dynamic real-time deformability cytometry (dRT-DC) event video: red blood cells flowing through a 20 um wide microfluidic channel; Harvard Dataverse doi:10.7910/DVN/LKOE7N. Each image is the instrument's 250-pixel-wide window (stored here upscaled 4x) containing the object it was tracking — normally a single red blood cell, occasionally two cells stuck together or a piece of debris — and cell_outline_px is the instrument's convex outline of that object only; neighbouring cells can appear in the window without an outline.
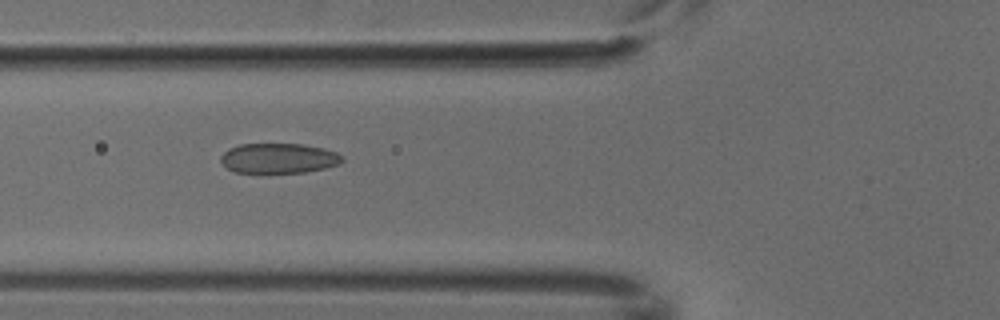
{"species": "common noctule bat (a hibernating species)", "species_latin": "Nyctalus noctula", "temperature_condition": "cold", "stored_images_in_passage": 7, "camera_frame_rate_fps": 3000, "um_per_image_px": 0.085, "animal": {"sex": "male", "body_mass_g": 18.8}, "frame": {"image": 1, "passage_image": 5, "time_ms": 1.333, "image_size_px": [1000, 320], "cell_outline_px": [[344, 160], [340, 164], [324, 168], [304, 172], [236, 172], [228, 168], [220, 160], [220, 156], [228, 148], [240, 144], [304, 144], [324, 148], [336, 152], [344, 156]], "centroid_in_image_um": [23.72, 13.44], "position_along_channel_um": 102.1, "area_um2": 21.21}}
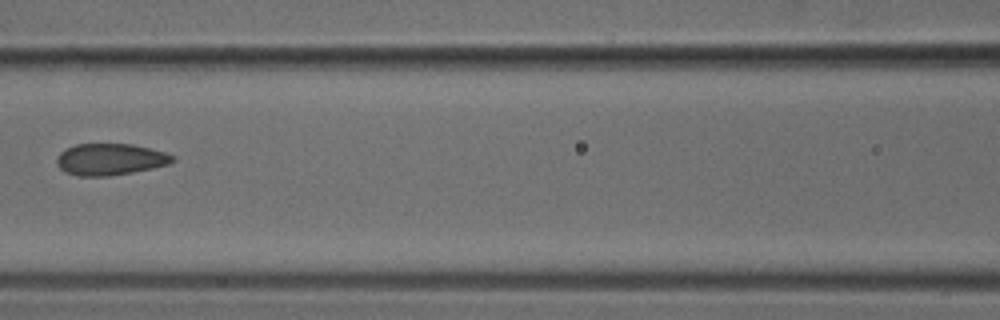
{"frame": {"image": 2, "passage_image": 6, "time_ms": 1.667, "image_size_px": [1000, 320], "cell_outline_px": [[176, 160], [168, 164], [152, 168], [132, 172], [108, 176], [76, 176], [64, 172], [56, 164], [56, 156], [60, 152], [76, 144], [132, 144], [164, 152], [176, 156]], "centroid_in_image_um": [9.34, 13.55], "position_along_channel_um": 157.3, "area_um2": 21.39}}
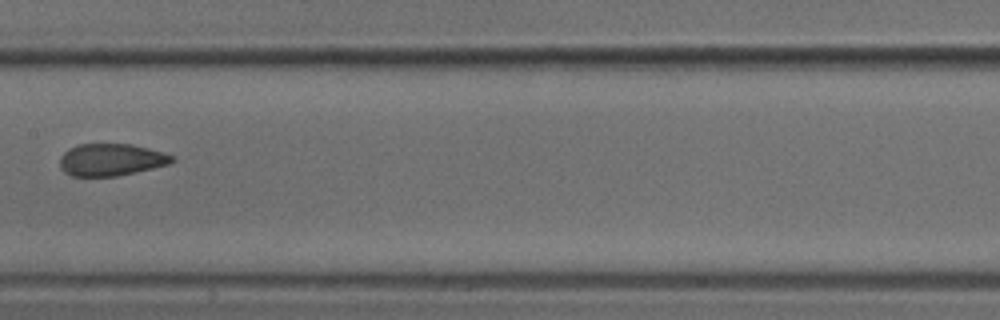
{"frame": {"image": 3, "passage_image": 7, "time_ms": 2.0, "image_size_px": [1000, 320], "cell_outline_px": [[176, 160], [168, 164], [152, 168], [116, 176], [72, 176], [64, 172], [60, 168], [60, 156], [68, 148], [80, 144], [132, 144], [148, 148], [172, 156]], "centroid_in_image_um": [9.39, 13.57], "position_along_channel_um": 198.0, "area_um2": 20.87}}